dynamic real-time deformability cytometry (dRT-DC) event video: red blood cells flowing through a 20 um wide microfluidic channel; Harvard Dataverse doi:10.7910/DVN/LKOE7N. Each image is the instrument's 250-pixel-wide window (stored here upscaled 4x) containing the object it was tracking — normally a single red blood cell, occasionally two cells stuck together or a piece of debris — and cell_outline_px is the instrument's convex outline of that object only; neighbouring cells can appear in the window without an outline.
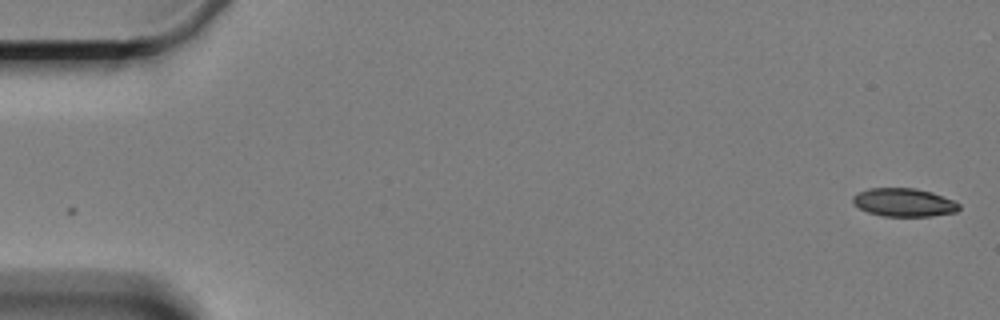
{"species": "Egyptian fruit bat (a non-hibernating species)", "species_latin": "Rousettus aegyptiacus", "temperature_condition": "cold", "stored_images_in_passage": 60, "camera_frame_rate_fps": 3000, "um_per_image_px": 0.085, "animal": {"sex": "female"}, "frame": {"image": 1, "passage_image": 1, "time_ms": 0.0, "image_size_px": [1000, 320], "cell_outline_px": [[960, 208], [956, 212], [932, 216], [884, 216], [868, 212], [860, 208], [852, 200], [852, 196], [856, 192], [868, 188], [916, 188], [932, 192], [952, 200], [960, 204]], "centroid_in_image_um": [76.82, 17.2], "position_along_channel_um": 8.2, "area_um2": 17.51}}
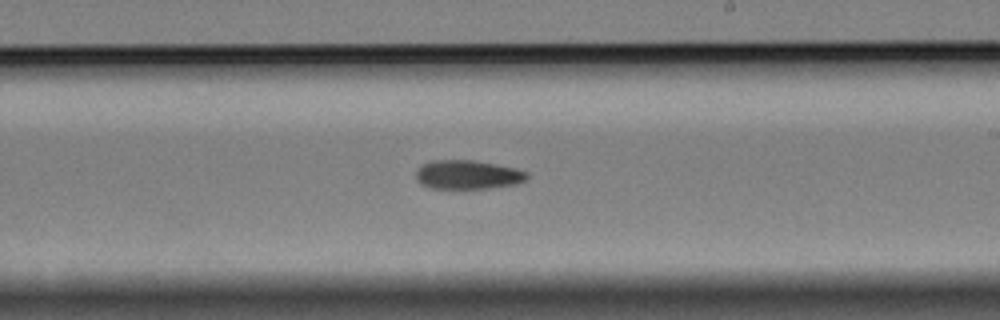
{"frame": {"image": 2, "passage_image": 35, "time_ms": 11.333, "image_size_px": [1000, 320], "cell_outline_px": [[528, 180], [516, 184], [488, 188], [432, 188], [420, 184], [416, 180], [416, 172], [424, 164], [432, 160], [472, 160], [516, 168], [528, 172]], "centroid_in_image_um": [39.78, 14.85], "position_along_channel_um": 249.2, "area_um2": 18.67}}
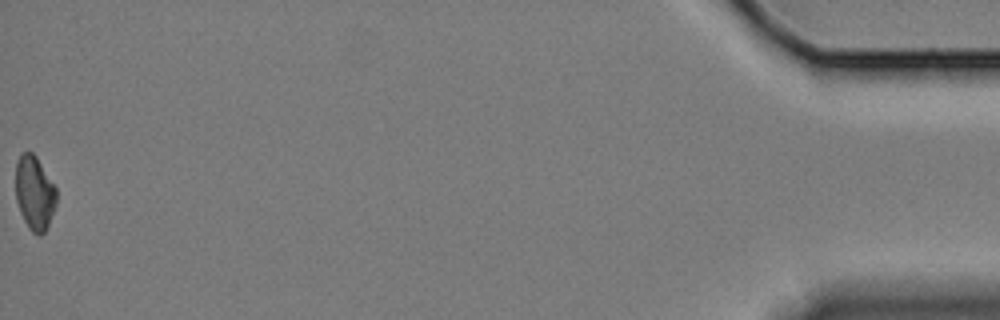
{"frame": {"image": 3, "passage_image": 60, "time_ms": 19.667, "image_size_px": [1000, 320], "cell_outline_px": [[56, 204], [48, 224], [44, 232], [40, 236], [32, 232], [28, 228], [20, 212], [16, 200], [16, 160], [20, 152], [32, 152], [36, 156], [56, 188]], "centroid_in_image_um": [2.92, 16.38], "position_along_channel_um": 432.3, "area_um2": 17.57}, "authors_computed_cell_mechanics": {"area_um2": 18.7272, "velocity_mm_per_s": 3.343, "shape_relaxation_time_tau1_ms": 5.153, "shape_relaxation_time_tau2_ms": null, "deformation_change_tau1": 0.1252, "deformation_change_tau2": null}}